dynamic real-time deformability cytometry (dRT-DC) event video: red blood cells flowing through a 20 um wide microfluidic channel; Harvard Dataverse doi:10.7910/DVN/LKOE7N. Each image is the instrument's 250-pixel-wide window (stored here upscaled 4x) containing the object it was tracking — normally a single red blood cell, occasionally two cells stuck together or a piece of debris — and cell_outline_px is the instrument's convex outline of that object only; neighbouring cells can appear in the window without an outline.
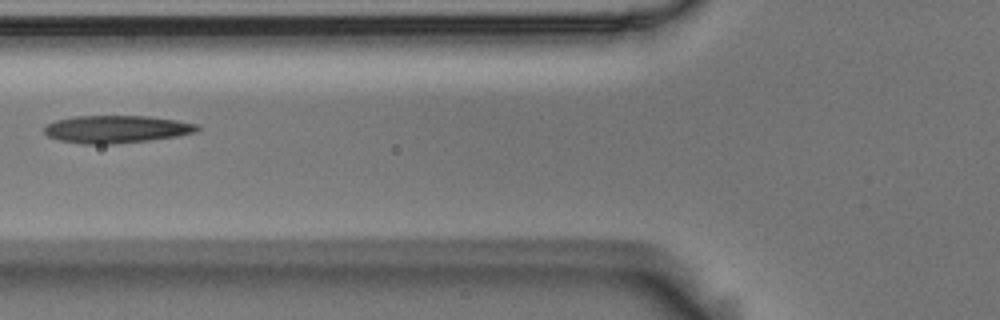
{"species": "Egyptian fruit bat (a non-hibernating species)", "species_latin": "Rousettus aegyptiacus", "temperature_condition": "room temperature", "stored_images_in_passage": 5, "camera_frame_rate_fps": 3000, "um_per_image_px": 0.085, "animal": {"sex": "male"}, "frame": {"image": 1, "passage_image": 5, "time_ms": 1.333, "image_size_px": [1000, 320], "cell_outline_px": [[200, 128], [196, 132], [176, 136], [148, 140], [112, 144], [84, 144], [60, 140], [48, 136], [44, 132], [44, 128], [48, 124], [56, 120], [76, 116], [148, 116], [176, 120], [196, 124]], "centroid_in_image_um": [9.89, 10.98], "position_along_channel_um": 115.9, "area_um2": 24.33}}